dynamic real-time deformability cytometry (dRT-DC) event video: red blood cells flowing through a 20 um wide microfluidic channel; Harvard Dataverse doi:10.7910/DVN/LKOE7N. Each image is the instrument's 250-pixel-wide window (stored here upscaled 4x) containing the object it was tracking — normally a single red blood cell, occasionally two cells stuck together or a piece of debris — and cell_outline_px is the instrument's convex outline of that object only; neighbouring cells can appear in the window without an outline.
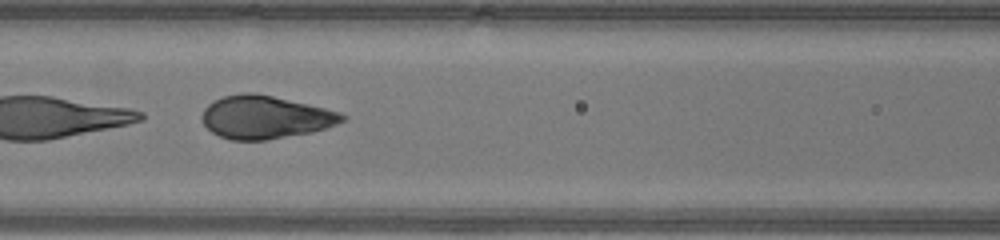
{"species": "human", "species_latin": "Homo sapiens", "temperature_condition": "warm", "stored_images_in_passage": 22, "segment_of_instrument_passage": [2, 2], "camera_frame_rate_fps": 3000, "um_per_image_px": 0.085, "donor": {"sex": "male"}, "frame": {"image": 1, "passage_image": 20, "time_ms": 6.333, "image_size_px": [1000, 240], "cell_outline_px": [[348, 116], [344, 120], [336, 124], [312, 132], [264, 140], [232, 140], [220, 136], [212, 132], [204, 124], [204, 108], [208, 104], [224, 96], [244, 92], [252, 92], [272, 96], [308, 104], [340, 112]], "centroid_in_image_um": [22.56, 9.96], "position_along_channel_um": 144.0, "area_um2": 34.62}}